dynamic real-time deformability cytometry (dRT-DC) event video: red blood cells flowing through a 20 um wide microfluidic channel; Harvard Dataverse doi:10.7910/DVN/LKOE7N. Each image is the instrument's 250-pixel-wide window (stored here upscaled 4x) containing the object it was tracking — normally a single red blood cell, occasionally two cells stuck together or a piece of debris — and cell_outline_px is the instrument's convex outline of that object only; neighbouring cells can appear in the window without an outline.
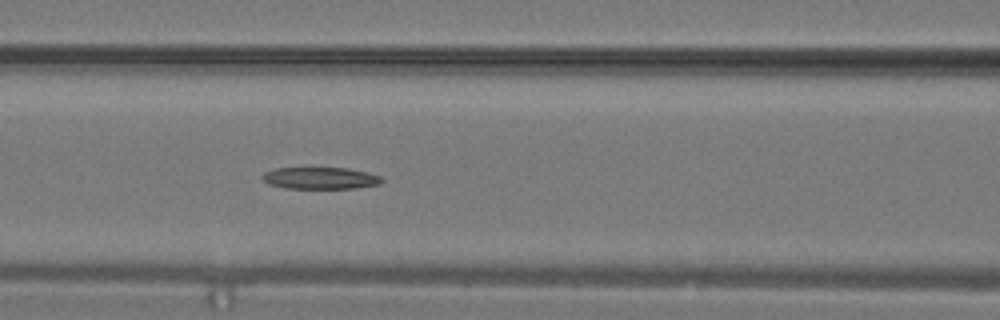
{"species": "common noctule bat (a hibernating species)", "species_latin": "Nyctalus noctula", "temperature_condition": "warm", "stored_images_in_passage": 13, "camera_frame_rate_fps": 3000, "um_per_image_px": 0.085, "animal": {"sex": "male", "body_mass_g": 19.2, "forearm_length_mm": 51.8}, "frame": {"image": 1, "passage_image": 13, "time_ms": 4.0, "image_size_px": [1000, 320], "cell_outline_px": [[384, 180], [380, 184], [356, 188], [284, 188], [268, 184], [260, 176], [264, 172], [276, 168], [348, 168], [368, 172], [380, 176]], "centroid_in_image_um": [27.23, 15.14], "position_along_channel_um": 139.4, "area_um2": 15.26}}